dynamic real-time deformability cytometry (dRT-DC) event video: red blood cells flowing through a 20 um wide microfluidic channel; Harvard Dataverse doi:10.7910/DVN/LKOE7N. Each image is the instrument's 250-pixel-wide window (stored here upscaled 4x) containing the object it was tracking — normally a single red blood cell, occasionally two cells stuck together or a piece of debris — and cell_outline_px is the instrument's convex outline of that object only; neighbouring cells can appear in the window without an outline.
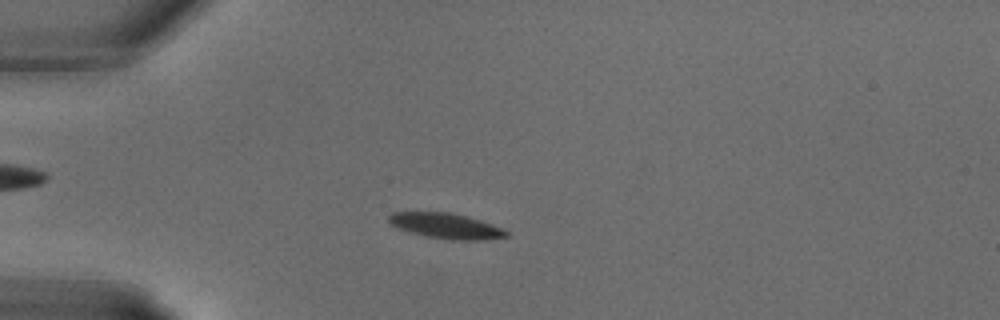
{"species": "common noctule bat (a hibernating species)", "species_latin": "Nyctalus noctula", "temperature_condition": "warm", "stored_images_in_passage": 6, "camera_frame_rate_fps": 3000, "um_per_image_px": 0.085, "animal": {"sex": "male", "body_mass_g": 18.8}, "frame": {"image": 1, "passage_image": 1, "time_ms": 0.0, "image_size_px": [1000, 320], "cell_outline_px": [[508, 236], [484, 240], [452, 240], [428, 236], [408, 232], [392, 224], [388, 220], [388, 216], [392, 212], [448, 212], [468, 216], [504, 228], [508, 232]], "centroid_in_image_um": [37.94, 19.2], "position_along_channel_um": 47.1, "area_um2": 17.34}}
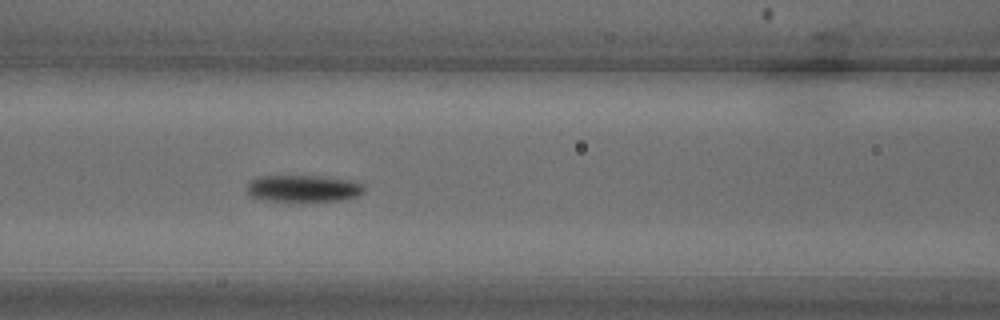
{"frame": {"image": 2, "passage_image": 6, "time_ms": 1.667, "image_size_px": [1000, 320], "cell_outline_px": [[364, 192], [360, 196], [344, 200], [260, 200], [252, 196], [248, 192], [248, 184], [252, 180], [260, 176], [316, 176], [356, 180], [364, 184]], "centroid_in_image_um": [25.87, 16.0], "position_along_channel_um": 140.7, "area_um2": 18.21}}